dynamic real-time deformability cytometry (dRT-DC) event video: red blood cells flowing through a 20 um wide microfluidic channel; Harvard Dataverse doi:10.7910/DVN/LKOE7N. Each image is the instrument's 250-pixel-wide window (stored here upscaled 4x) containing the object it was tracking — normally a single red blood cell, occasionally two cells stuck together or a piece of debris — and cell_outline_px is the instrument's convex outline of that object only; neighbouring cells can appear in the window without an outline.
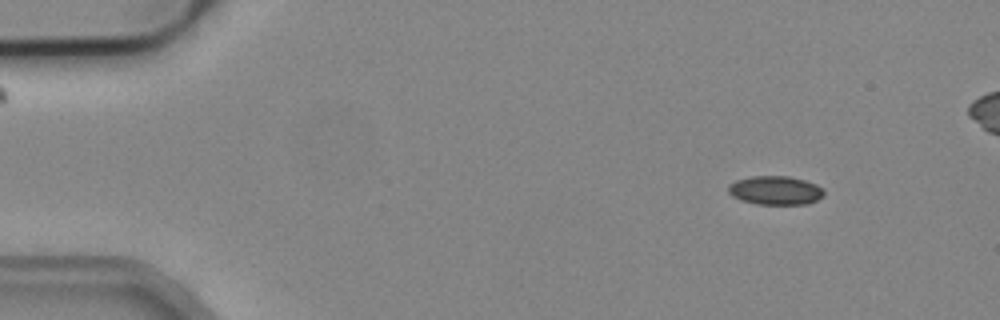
{"species": "common noctule bat (a hibernating species)", "species_latin": "Nyctalus noctula", "temperature_condition": "cold", "stored_images_in_passage": 6, "segment_of_instrument_passage": [1, 2], "camera_frame_rate_fps": 3000, "um_per_image_px": 0.085, "animal": {"sex": "male", "body_mass_g": 19.2, "forearm_length_mm": 51.8}, "frame": {"image": 1, "passage_image": 2, "time_ms": 0.333, "image_size_px": [1000, 320], "cell_outline_px": [[824, 196], [808, 204], [756, 204], [740, 200], [732, 196], [728, 192], [728, 184], [736, 180], [752, 176], [788, 176], [804, 180], [816, 184], [824, 188]], "centroid_in_image_um": [65.9, 16.18], "position_along_channel_um": 19.1, "area_um2": 16.18}}